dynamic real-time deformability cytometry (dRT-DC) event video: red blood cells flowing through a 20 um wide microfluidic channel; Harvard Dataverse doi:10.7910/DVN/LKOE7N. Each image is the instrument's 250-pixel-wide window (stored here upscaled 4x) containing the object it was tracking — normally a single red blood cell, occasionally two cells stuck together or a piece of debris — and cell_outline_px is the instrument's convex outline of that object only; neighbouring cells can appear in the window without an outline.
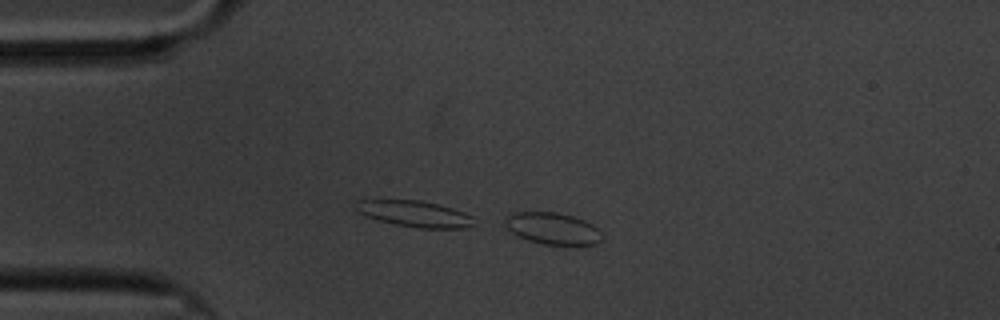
{"species": "common noctule bat (a hibernating species)", "species_latin": "Nyctalus noctula", "temperature_condition": "cold", "stored_images_in_passage": 7, "camera_frame_rate_fps": 3000, "um_per_image_px": 0.085, "animal": {"sex": "male", "body_mass_g": 20.1, "forearm_length_mm": 53.5}, "frame": {"image": 1, "passage_image": 7, "time_ms": 2.0, "image_size_px": [1000, 320], "cell_outline_px": [[604, 240], [596, 244], [544, 244], [528, 240], [516, 236], [504, 228], [508, 216], [512, 212], [556, 212], [572, 216], [584, 220], [592, 224], [604, 236]], "centroid_in_image_um": [46.97, 19.42], "position_along_channel_um": 38.0, "area_um2": 17.98}}